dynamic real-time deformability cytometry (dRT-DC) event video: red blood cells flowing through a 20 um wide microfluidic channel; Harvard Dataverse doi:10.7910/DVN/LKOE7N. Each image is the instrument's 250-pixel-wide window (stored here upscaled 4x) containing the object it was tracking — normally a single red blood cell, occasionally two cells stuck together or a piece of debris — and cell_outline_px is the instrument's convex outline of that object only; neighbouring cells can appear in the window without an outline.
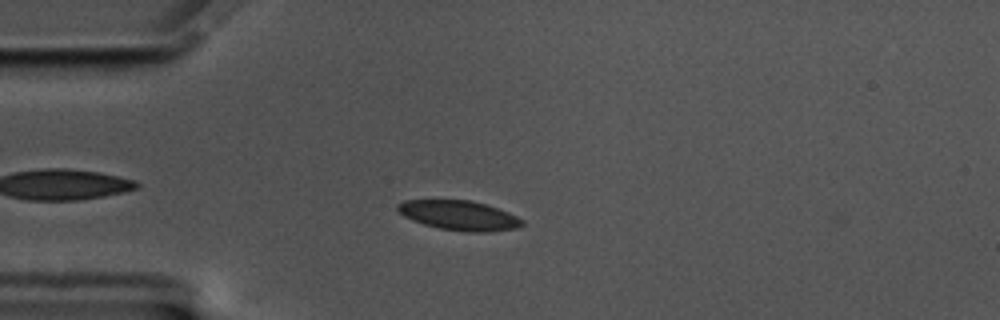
{"species": "common noctule bat (a hibernating species)", "species_latin": "Nyctalus noctula", "temperature_condition": "cold", "stored_images_in_passage": 50, "camera_frame_rate_fps": 3000, "um_per_image_px": 0.085, "animal": {"sex": "male", "body_mass_g": 17.5, "forearm_length_mm": 52.3}, "frame": {"image": 1, "passage_image": 7, "time_ms": 2.0, "image_size_px": [1000, 320], "cell_outline_px": [[524, 224], [516, 228], [484, 232], [468, 232], [440, 228], [424, 224], [412, 220], [404, 216], [396, 208], [396, 204], [404, 200], [472, 200], [508, 212], [524, 220]], "centroid_in_image_um": [39.01, 18.3], "position_along_channel_um": 46.0, "area_um2": 21.33}}
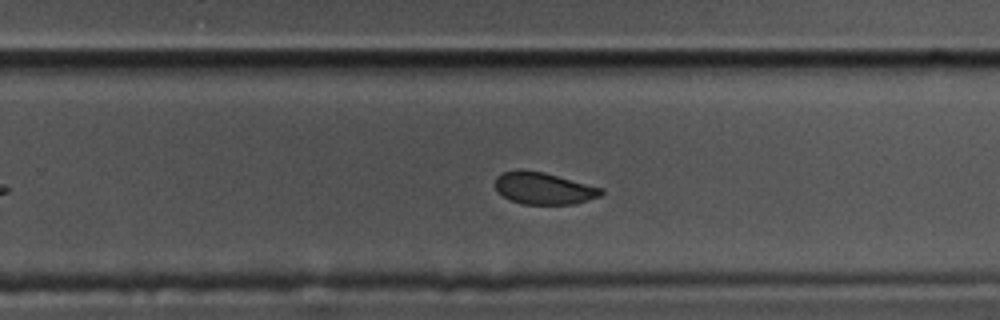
{"frame": {"image": 2, "passage_image": 29, "time_ms": 9.333, "image_size_px": [1000, 320], "cell_outline_px": [[604, 192], [600, 196], [576, 204], [524, 204], [512, 200], [504, 196], [496, 188], [496, 176], [504, 172], [520, 168], [544, 172], [604, 188]], "centroid_in_image_um": [46.25, 15.99], "position_along_channel_um": 283.6, "area_um2": 19.77}}
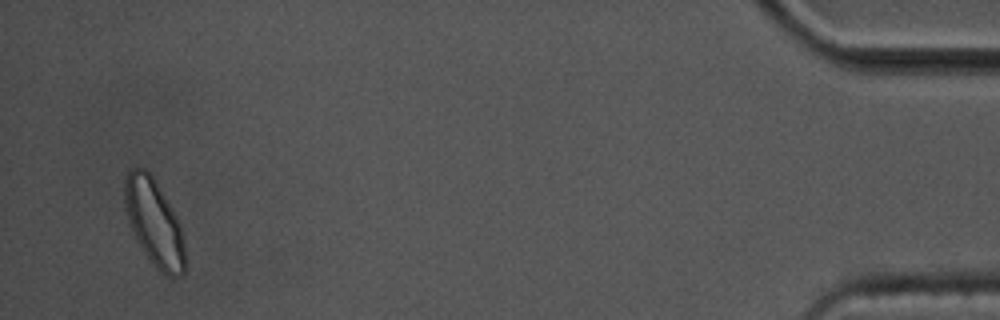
{"frame": {"image": 3, "passage_image": 48, "time_ms": 15.667, "image_size_px": [1000, 320], "cell_outline_px": [[184, 272], [180, 276], [168, 276], [160, 272], [152, 264], [136, 240], [128, 220], [124, 200], [124, 180], [128, 172], [132, 168], [144, 168], [152, 176], [172, 208], [180, 224], [184, 248]], "centroid_in_image_um": [13.08, 18.93], "position_along_channel_um": 422.1, "area_um2": 30.11}, "authors_computed_cell_mechanics": {"area_um2": 21.2993, "velocity_mm_per_s": 3.4688, "shape_relaxation_time_tau1_ms": 4.5322, "shape_relaxation_time_tau2_ms": 2.0328, "deformation_change_tau1": 0.0952, "deformation_change_tau2": 0.0328}}